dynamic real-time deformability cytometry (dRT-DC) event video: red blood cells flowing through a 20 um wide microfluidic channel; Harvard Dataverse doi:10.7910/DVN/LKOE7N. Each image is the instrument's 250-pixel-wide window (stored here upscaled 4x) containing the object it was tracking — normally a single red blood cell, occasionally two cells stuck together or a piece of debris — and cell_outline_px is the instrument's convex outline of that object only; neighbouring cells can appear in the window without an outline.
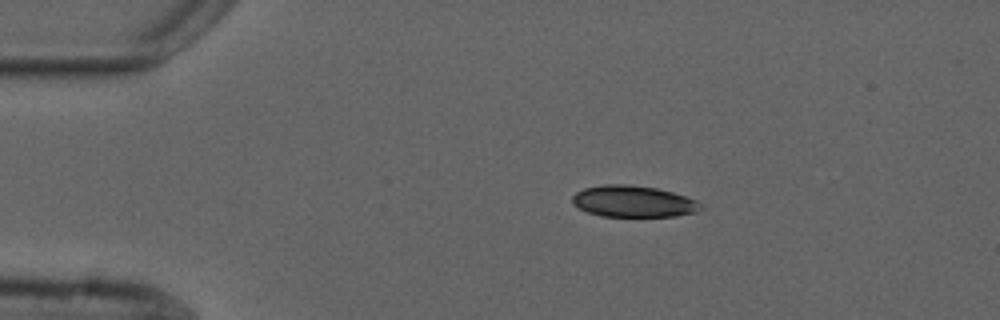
{"species": "common noctule bat (a hibernating species)", "species_latin": "Nyctalus noctula", "temperature_condition": "cold", "stored_images_in_passage": 5, "camera_frame_rate_fps": 3000, "um_per_image_px": 0.085, "animal": {"sex": "male", "forearm_length_mm": 52.5}, "frame": {"image": 1, "passage_image": 1, "time_ms": 0.0, "image_size_px": [1000, 320], "cell_outline_px": [[704, 208], [696, 212], [676, 216], [600, 216], [588, 212], [572, 204], [572, 196], [576, 192], [584, 188], [604, 184], [628, 184], [656, 188], [672, 192], [696, 200]], "centroid_in_image_um": [53.82, 17.12], "position_along_channel_um": 31.2, "area_um2": 23.52}}
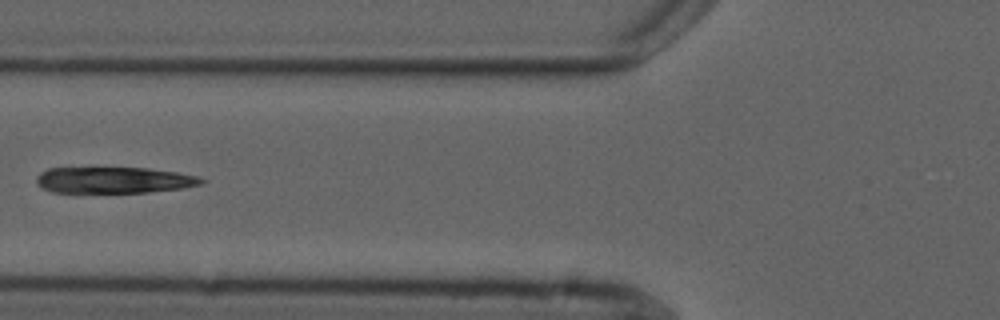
{"frame": {"image": 2, "passage_image": 4, "time_ms": 3.667, "image_size_px": [1000, 320], "cell_outline_px": [[204, 180], [200, 184], [184, 188], [148, 192], [52, 192], [44, 188], [36, 180], [36, 176], [40, 172], [48, 168], [148, 168], [176, 172], [196, 176]], "centroid_in_image_um": [9.67, 15.3], "position_along_channel_um": 116.1, "area_um2": 24.91}}
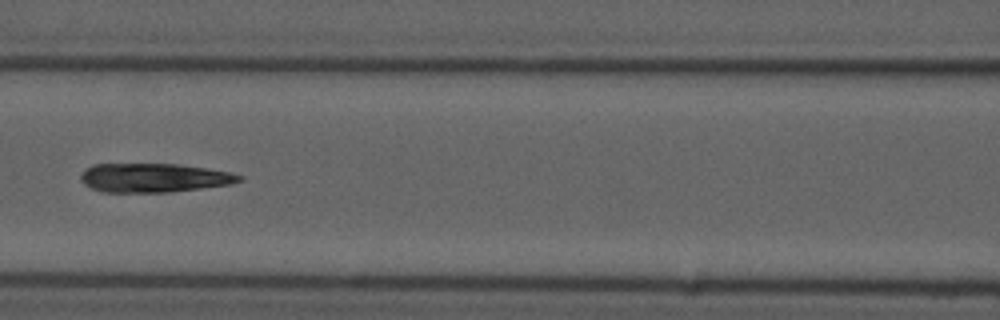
{"frame": {"image": 3, "passage_image": 5, "time_ms": 4.667, "image_size_px": [1000, 320], "cell_outline_px": [[244, 180], [232, 184], [168, 192], [100, 192], [84, 184], [80, 180], [80, 176], [84, 168], [92, 164], [180, 164], [208, 168], [228, 172], [244, 176]], "centroid_in_image_um": [13.07, 15.1], "position_along_channel_um": 153.5, "area_um2": 26.93}}